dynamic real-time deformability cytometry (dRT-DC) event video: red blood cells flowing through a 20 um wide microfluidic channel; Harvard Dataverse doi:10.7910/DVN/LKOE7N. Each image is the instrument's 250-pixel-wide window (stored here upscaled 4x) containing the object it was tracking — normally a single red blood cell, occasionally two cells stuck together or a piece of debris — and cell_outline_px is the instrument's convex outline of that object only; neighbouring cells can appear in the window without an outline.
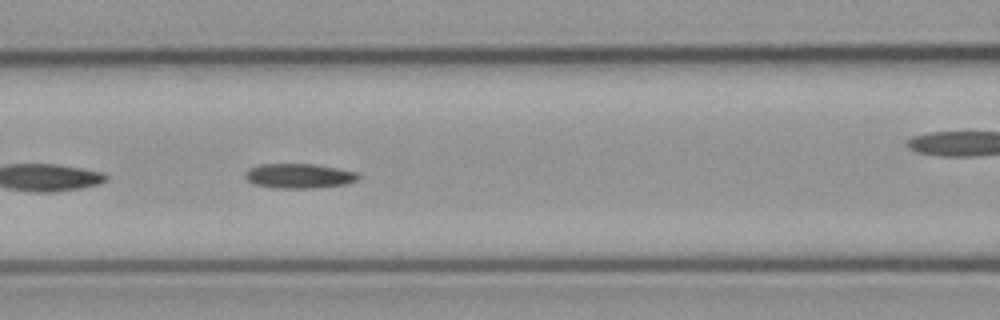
{"species": "common noctule bat (a hibernating species)", "species_latin": "Nyctalus noctula", "temperature_condition": "cold", "stored_images_in_passage": 40, "camera_frame_rate_fps": 3000, "um_per_image_px": 0.085, "animal": {"sex": "male", "body_mass_g": 23.1, "forearm_length_mm": 52.7}, "frame": {"image": 1, "passage_image": 7, "time_ms": 2.0, "image_size_px": [1000, 320], "cell_outline_px": [[360, 176], [356, 180], [344, 184], [316, 188], [272, 188], [252, 184], [244, 176], [244, 172], [248, 168], [260, 164], [312, 164], [336, 168], [356, 172]], "centroid_in_image_um": [25.34, 14.96], "position_along_channel_um": 141.3, "area_um2": 16.3}}
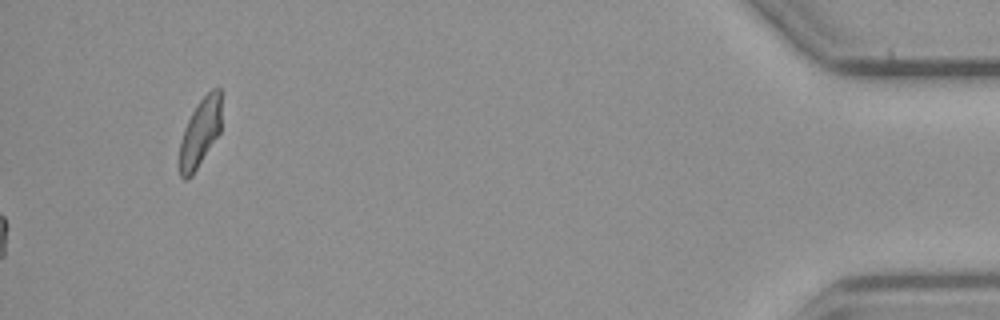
{"frame": {"image": 2, "passage_image": 40, "time_ms": 13.0, "image_size_px": [1000, 320], "cell_outline_px": [[220, 132], [192, 176], [184, 180], [180, 176], [180, 140], [184, 128], [192, 112], [200, 100], [212, 88], [220, 88]], "centroid_in_image_um": [17.0, 11.29], "position_along_channel_um": 418.2, "area_um2": 16.42}}